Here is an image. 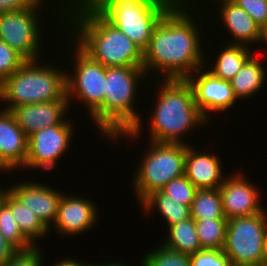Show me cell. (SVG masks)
<instances>
[{
    "label": "cell",
    "mask_w": 267,
    "mask_h": 266,
    "mask_svg": "<svg viewBox=\"0 0 267 266\" xmlns=\"http://www.w3.org/2000/svg\"><path fill=\"white\" fill-rule=\"evenodd\" d=\"M227 218L195 220L202 249L223 250L226 240Z\"/></svg>",
    "instance_id": "26"
},
{
    "label": "cell",
    "mask_w": 267,
    "mask_h": 266,
    "mask_svg": "<svg viewBox=\"0 0 267 266\" xmlns=\"http://www.w3.org/2000/svg\"><path fill=\"white\" fill-rule=\"evenodd\" d=\"M139 207L142 212L145 211L143 213L144 216L146 213V217L150 214L158 213V216H161L162 222L164 220V225L167 226L166 229L179 221L191 218L190 206L178 203L161 190L154 191L148 195L139 204Z\"/></svg>",
    "instance_id": "23"
},
{
    "label": "cell",
    "mask_w": 267,
    "mask_h": 266,
    "mask_svg": "<svg viewBox=\"0 0 267 266\" xmlns=\"http://www.w3.org/2000/svg\"><path fill=\"white\" fill-rule=\"evenodd\" d=\"M47 61H26L0 84L2 109L10 111L21 105L51 102L61 99L66 94L65 63L48 61L46 64Z\"/></svg>",
    "instance_id": "6"
},
{
    "label": "cell",
    "mask_w": 267,
    "mask_h": 266,
    "mask_svg": "<svg viewBox=\"0 0 267 266\" xmlns=\"http://www.w3.org/2000/svg\"><path fill=\"white\" fill-rule=\"evenodd\" d=\"M39 0H0V13L14 12L33 7Z\"/></svg>",
    "instance_id": "35"
},
{
    "label": "cell",
    "mask_w": 267,
    "mask_h": 266,
    "mask_svg": "<svg viewBox=\"0 0 267 266\" xmlns=\"http://www.w3.org/2000/svg\"><path fill=\"white\" fill-rule=\"evenodd\" d=\"M45 3L48 4L49 8ZM43 12L45 14L50 13L52 17L51 21L48 20V22L55 23L57 30L59 27L64 28L61 0H39L31 8L0 13V40L18 52L26 61L40 60L49 53L43 48L45 41L43 37L46 34H42L45 31L42 26L43 21L47 18L43 17L45 15Z\"/></svg>",
    "instance_id": "7"
},
{
    "label": "cell",
    "mask_w": 267,
    "mask_h": 266,
    "mask_svg": "<svg viewBox=\"0 0 267 266\" xmlns=\"http://www.w3.org/2000/svg\"><path fill=\"white\" fill-rule=\"evenodd\" d=\"M263 28L267 24V0H232Z\"/></svg>",
    "instance_id": "34"
},
{
    "label": "cell",
    "mask_w": 267,
    "mask_h": 266,
    "mask_svg": "<svg viewBox=\"0 0 267 266\" xmlns=\"http://www.w3.org/2000/svg\"><path fill=\"white\" fill-rule=\"evenodd\" d=\"M73 193L76 194L73 190L71 194L63 192L55 223L51 227L56 229L55 232L60 238L81 236L99 223L100 210L95 201L91 200V197L77 196Z\"/></svg>",
    "instance_id": "15"
},
{
    "label": "cell",
    "mask_w": 267,
    "mask_h": 266,
    "mask_svg": "<svg viewBox=\"0 0 267 266\" xmlns=\"http://www.w3.org/2000/svg\"><path fill=\"white\" fill-rule=\"evenodd\" d=\"M54 32H56V34ZM54 32V42L50 41V43L57 44L58 42L57 45H59V43L62 44L60 45L61 48L59 46L57 49L54 48L57 52L62 50L59 52V54L62 53L59 55L61 57L60 61H65L68 56V59L71 60L69 61L66 59L64 62H69V64L67 63L65 65V68H67L66 95L69 101L70 110L75 109L73 105L75 106L76 101L80 104V108L84 105V109H87L85 113H88L87 116L92 119H90V123H93V128H96L99 136L102 137L104 141V92L106 67L91 59L67 35L65 36L64 28H59L58 31L55 30ZM56 37L57 39L59 37L62 41L57 40ZM65 39L66 41H64Z\"/></svg>",
    "instance_id": "4"
},
{
    "label": "cell",
    "mask_w": 267,
    "mask_h": 266,
    "mask_svg": "<svg viewBox=\"0 0 267 266\" xmlns=\"http://www.w3.org/2000/svg\"><path fill=\"white\" fill-rule=\"evenodd\" d=\"M190 212L194 220L226 218L219 188L197 189Z\"/></svg>",
    "instance_id": "25"
},
{
    "label": "cell",
    "mask_w": 267,
    "mask_h": 266,
    "mask_svg": "<svg viewBox=\"0 0 267 266\" xmlns=\"http://www.w3.org/2000/svg\"><path fill=\"white\" fill-rule=\"evenodd\" d=\"M260 56V57H259ZM261 51L254 53L242 66L240 71L230 80L231 87L239 103L243 100L257 97L266 85L267 64ZM262 57V58H261ZM258 93V94H257ZM254 95V96H253ZM242 100V101H241Z\"/></svg>",
    "instance_id": "21"
},
{
    "label": "cell",
    "mask_w": 267,
    "mask_h": 266,
    "mask_svg": "<svg viewBox=\"0 0 267 266\" xmlns=\"http://www.w3.org/2000/svg\"><path fill=\"white\" fill-rule=\"evenodd\" d=\"M235 171L228 173L219 188L225 217L230 220L262 213L266 208L261 202L263 194L259 186L250 182L243 168Z\"/></svg>",
    "instance_id": "14"
},
{
    "label": "cell",
    "mask_w": 267,
    "mask_h": 266,
    "mask_svg": "<svg viewBox=\"0 0 267 266\" xmlns=\"http://www.w3.org/2000/svg\"><path fill=\"white\" fill-rule=\"evenodd\" d=\"M191 266H232L223 250L202 249L190 255Z\"/></svg>",
    "instance_id": "31"
},
{
    "label": "cell",
    "mask_w": 267,
    "mask_h": 266,
    "mask_svg": "<svg viewBox=\"0 0 267 266\" xmlns=\"http://www.w3.org/2000/svg\"><path fill=\"white\" fill-rule=\"evenodd\" d=\"M158 244L140 256L143 266H191L189 254L168 249L160 242Z\"/></svg>",
    "instance_id": "28"
},
{
    "label": "cell",
    "mask_w": 267,
    "mask_h": 266,
    "mask_svg": "<svg viewBox=\"0 0 267 266\" xmlns=\"http://www.w3.org/2000/svg\"><path fill=\"white\" fill-rule=\"evenodd\" d=\"M144 94L145 101L150 96V101L152 102L154 99L153 103L155 104H151L153 106H150V109H153V112L150 111L149 117L145 118L148 126L147 124L144 126L145 121L141 119L132 130L119 133L110 141L117 143L119 140L123 141L124 138H127L129 141L134 139L133 142H136V139L139 140L143 134L145 135L144 129H147L149 133L146 132V134L149 135L150 141L189 145L193 144V139L184 141L185 137H188L187 133L191 132L190 136H193L194 132L192 131H195L196 128L198 130L209 126L207 125L209 122L203 118L195 104L193 91L186 79L149 80ZM188 140L189 142H187Z\"/></svg>",
    "instance_id": "2"
},
{
    "label": "cell",
    "mask_w": 267,
    "mask_h": 266,
    "mask_svg": "<svg viewBox=\"0 0 267 266\" xmlns=\"http://www.w3.org/2000/svg\"><path fill=\"white\" fill-rule=\"evenodd\" d=\"M267 211L228 220L223 252L232 266H266Z\"/></svg>",
    "instance_id": "10"
},
{
    "label": "cell",
    "mask_w": 267,
    "mask_h": 266,
    "mask_svg": "<svg viewBox=\"0 0 267 266\" xmlns=\"http://www.w3.org/2000/svg\"><path fill=\"white\" fill-rule=\"evenodd\" d=\"M148 80L143 67H106L104 139L107 142L119 133L132 130L143 119V107L137 108L143 105L139 99L145 98L142 96H145L143 92L149 83Z\"/></svg>",
    "instance_id": "5"
},
{
    "label": "cell",
    "mask_w": 267,
    "mask_h": 266,
    "mask_svg": "<svg viewBox=\"0 0 267 266\" xmlns=\"http://www.w3.org/2000/svg\"><path fill=\"white\" fill-rule=\"evenodd\" d=\"M27 137L50 126L63 124L69 119L70 106L67 95L51 102L26 104L10 110Z\"/></svg>",
    "instance_id": "17"
},
{
    "label": "cell",
    "mask_w": 267,
    "mask_h": 266,
    "mask_svg": "<svg viewBox=\"0 0 267 266\" xmlns=\"http://www.w3.org/2000/svg\"><path fill=\"white\" fill-rule=\"evenodd\" d=\"M146 150L134 168L132 188L138 205L152 192L184 175L187 145L148 140ZM138 166V167H137ZM134 186V187H133ZM138 201V202H137Z\"/></svg>",
    "instance_id": "8"
},
{
    "label": "cell",
    "mask_w": 267,
    "mask_h": 266,
    "mask_svg": "<svg viewBox=\"0 0 267 266\" xmlns=\"http://www.w3.org/2000/svg\"><path fill=\"white\" fill-rule=\"evenodd\" d=\"M178 0H111L98 12L143 51L164 14Z\"/></svg>",
    "instance_id": "9"
},
{
    "label": "cell",
    "mask_w": 267,
    "mask_h": 266,
    "mask_svg": "<svg viewBox=\"0 0 267 266\" xmlns=\"http://www.w3.org/2000/svg\"><path fill=\"white\" fill-rule=\"evenodd\" d=\"M41 250L38 245L28 250L17 251L4 266H46V260L43 258L46 255Z\"/></svg>",
    "instance_id": "33"
},
{
    "label": "cell",
    "mask_w": 267,
    "mask_h": 266,
    "mask_svg": "<svg viewBox=\"0 0 267 266\" xmlns=\"http://www.w3.org/2000/svg\"><path fill=\"white\" fill-rule=\"evenodd\" d=\"M197 188L185 176L182 175L169 181L161 191L173 200L191 207Z\"/></svg>",
    "instance_id": "29"
},
{
    "label": "cell",
    "mask_w": 267,
    "mask_h": 266,
    "mask_svg": "<svg viewBox=\"0 0 267 266\" xmlns=\"http://www.w3.org/2000/svg\"><path fill=\"white\" fill-rule=\"evenodd\" d=\"M163 239L162 245L181 253L191 255L202 250L193 218L169 226Z\"/></svg>",
    "instance_id": "24"
},
{
    "label": "cell",
    "mask_w": 267,
    "mask_h": 266,
    "mask_svg": "<svg viewBox=\"0 0 267 266\" xmlns=\"http://www.w3.org/2000/svg\"><path fill=\"white\" fill-rule=\"evenodd\" d=\"M2 186L0 184V197L10 206L13 219L18 223L20 231L34 246H38L41 244L38 239L49 236L50 231L27 205L22 204L7 188Z\"/></svg>",
    "instance_id": "22"
},
{
    "label": "cell",
    "mask_w": 267,
    "mask_h": 266,
    "mask_svg": "<svg viewBox=\"0 0 267 266\" xmlns=\"http://www.w3.org/2000/svg\"><path fill=\"white\" fill-rule=\"evenodd\" d=\"M64 33L105 67H143V50L99 12L62 15Z\"/></svg>",
    "instance_id": "3"
},
{
    "label": "cell",
    "mask_w": 267,
    "mask_h": 266,
    "mask_svg": "<svg viewBox=\"0 0 267 266\" xmlns=\"http://www.w3.org/2000/svg\"><path fill=\"white\" fill-rule=\"evenodd\" d=\"M27 144L28 137L17 124L14 115L0 108V172L12 174L23 170Z\"/></svg>",
    "instance_id": "18"
},
{
    "label": "cell",
    "mask_w": 267,
    "mask_h": 266,
    "mask_svg": "<svg viewBox=\"0 0 267 266\" xmlns=\"http://www.w3.org/2000/svg\"><path fill=\"white\" fill-rule=\"evenodd\" d=\"M13 218L10 206L0 197V231L4 238L17 251L32 248L34 245L23 235Z\"/></svg>",
    "instance_id": "27"
},
{
    "label": "cell",
    "mask_w": 267,
    "mask_h": 266,
    "mask_svg": "<svg viewBox=\"0 0 267 266\" xmlns=\"http://www.w3.org/2000/svg\"><path fill=\"white\" fill-rule=\"evenodd\" d=\"M25 181V182H24ZM19 182V183H18ZM11 182L6 187L22 204L34 212L42 224L50 231L54 225L58 205L63 195V191H59L55 187H51L46 183L33 180H21Z\"/></svg>",
    "instance_id": "16"
},
{
    "label": "cell",
    "mask_w": 267,
    "mask_h": 266,
    "mask_svg": "<svg viewBox=\"0 0 267 266\" xmlns=\"http://www.w3.org/2000/svg\"><path fill=\"white\" fill-rule=\"evenodd\" d=\"M64 255V259L60 258L58 261H55L54 264L50 266H94L95 263L91 262H86L83 260H77L76 258L73 257H67Z\"/></svg>",
    "instance_id": "37"
},
{
    "label": "cell",
    "mask_w": 267,
    "mask_h": 266,
    "mask_svg": "<svg viewBox=\"0 0 267 266\" xmlns=\"http://www.w3.org/2000/svg\"><path fill=\"white\" fill-rule=\"evenodd\" d=\"M207 18L197 0H178L164 14L143 51V68L149 80L186 79L204 67V34L208 36L210 31Z\"/></svg>",
    "instance_id": "1"
},
{
    "label": "cell",
    "mask_w": 267,
    "mask_h": 266,
    "mask_svg": "<svg viewBox=\"0 0 267 266\" xmlns=\"http://www.w3.org/2000/svg\"><path fill=\"white\" fill-rule=\"evenodd\" d=\"M259 46H261V48L263 46L264 48L263 50L267 49V24L261 29V41H260ZM266 54H267V50H266Z\"/></svg>",
    "instance_id": "38"
},
{
    "label": "cell",
    "mask_w": 267,
    "mask_h": 266,
    "mask_svg": "<svg viewBox=\"0 0 267 266\" xmlns=\"http://www.w3.org/2000/svg\"><path fill=\"white\" fill-rule=\"evenodd\" d=\"M186 81L193 91L198 110L207 122L215 121L214 113L218 115L229 112L230 108L234 109L238 103L230 81L214 76L205 67L197 69L186 78Z\"/></svg>",
    "instance_id": "13"
},
{
    "label": "cell",
    "mask_w": 267,
    "mask_h": 266,
    "mask_svg": "<svg viewBox=\"0 0 267 266\" xmlns=\"http://www.w3.org/2000/svg\"><path fill=\"white\" fill-rule=\"evenodd\" d=\"M193 146V147H192ZM197 145H187L185 157L184 175L193 183L197 189H216L224 183L228 176L223 170V162L213 151L209 153L201 150ZM222 165V166H221Z\"/></svg>",
    "instance_id": "19"
},
{
    "label": "cell",
    "mask_w": 267,
    "mask_h": 266,
    "mask_svg": "<svg viewBox=\"0 0 267 266\" xmlns=\"http://www.w3.org/2000/svg\"><path fill=\"white\" fill-rule=\"evenodd\" d=\"M74 120L63 124L43 128L28 137L27 156L23 169L54 171L60 158L72 148L75 138ZM74 135V136H73ZM69 149V150H68Z\"/></svg>",
    "instance_id": "11"
},
{
    "label": "cell",
    "mask_w": 267,
    "mask_h": 266,
    "mask_svg": "<svg viewBox=\"0 0 267 266\" xmlns=\"http://www.w3.org/2000/svg\"><path fill=\"white\" fill-rule=\"evenodd\" d=\"M197 1L201 5L207 4V5L203 6L204 9L207 12H209V11L212 12L211 14L209 13V15L211 17L208 20L211 22V24L209 22L208 26H210V27H208V28H211V25H213L211 29H213V28L215 29V27L218 25L217 26L218 28L224 29L225 32L223 31L222 33H224L225 35L228 34V36H224V34H223V37H225V38H223L224 39L223 41L225 43L244 45V46H247L250 48H252L254 46L255 47L254 49L257 52L256 47H259V45H260L261 29L262 28L254 21V19L242 7L238 6L232 0H212V2H211V0H197ZM209 3L210 4L212 3L211 7L213 6L214 9L210 7ZM211 9H213V10H211ZM214 20H215V23L217 21V23H216L217 25L213 24ZM220 25H222V26H220ZM229 38H230V40H229ZM225 39L228 41H226ZM256 43L258 44L257 46H256Z\"/></svg>",
    "instance_id": "12"
},
{
    "label": "cell",
    "mask_w": 267,
    "mask_h": 266,
    "mask_svg": "<svg viewBox=\"0 0 267 266\" xmlns=\"http://www.w3.org/2000/svg\"><path fill=\"white\" fill-rule=\"evenodd\" d=\"M111 0H61L62 15L98 12Z\"/></svg>",
    "instance_id": "32"
},
{
    "label": "cell",
    "mask_w": 267,
    "mask_h": 266,
    "mask_svg": "<svg viewBox=\"0 0 267 266\" xmlns=\"http://www.w3.org/2000/svg\"><path fill=\"white\" fill-rule=\"evenodd\" d=\"M16 252L0 231V266H4Z\"/></svg>",
    "instance_id": "36"
},
{
    "label": "cell",
    "mask_w": 267,
    "mask_h": 266,
    "mask_svg": "<svg viewBox=\"0 0 267 266\" xmlns=\"http://www.w3.org/2000/svg\"><path fill=\"white\" fill-rule=\"evenodd\" d=\"M26 60L0 40V84L16 72Z\"/></svg>",
    "instance_id": "30"
},
{
    "label": "cell",
    "mask_w": 267,
    "mask_h": 266,
    "mask_svg": "<svg viewBox=\"0 0 267 266\" xmlns=\"http://www.w3.org/2000/svg\"><path fill=\"white\" fill-rule=\"evenodd\" d=\"M210 41L211 40L209 38L207 42L206 38L205 55H207L204 59V67L214 76L225 81H230L232 78H234L245 62L256 52L254 48L244 45L223 43V41H221L222 44L219 45L220 47L216 45L214 48L216 50L213 52L216 54L215 57H211V54H209L211 51L208 50L207 45H209V47H213L212 45H214V43L212 44L213 40L211 42Z\"/></svg>",
    "instance_id": "20"
},
{
    "label": "cell",
    "mask_w": 267,
    "mask_h": 266,
    "mask_svg": "<svg viewBox=\"0 0 267 266\" xmlns=\"http://www.w3.org/2000/svg\"><path fill=\"white\" fill-rule=\"evenodd\" d=\"M265 251H266V257H267V229L265 233Z\"/></svg>",
    "instance_id": "39"
}]
</instances>
